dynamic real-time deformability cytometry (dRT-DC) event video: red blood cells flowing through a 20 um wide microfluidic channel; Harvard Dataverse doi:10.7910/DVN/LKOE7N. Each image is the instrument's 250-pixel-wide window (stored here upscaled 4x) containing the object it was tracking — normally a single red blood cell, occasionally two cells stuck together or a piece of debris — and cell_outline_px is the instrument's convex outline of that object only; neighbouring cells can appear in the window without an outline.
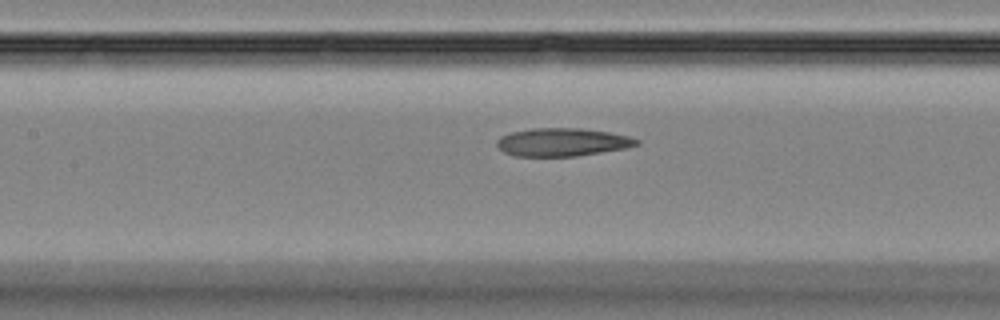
{"species": "Egyptian fruit bat (a non-hibernating species)", "species_latin": "Rousettus aegyptiacus", "temperature_condition": "room temperature", "stored_images_in_passage": 32, "camera_frame_rate_fps": 3000, "um_per_image_px": 0.085, "animal": {"sex": "female"}, "frame": {"image": 1, "passage_image": 9, "time_ms": 2.667, "image_size_px": [1000, 320], "cell_outline_px": [[640, 144], [624, 148], [576, 156], [512, 156], [504, 152], [496, 144], [496, 140], [500, 136], [512, 132], [532, 128], [580, 128], [608, 132], [628, 136], [640, 140]], "centroid_in_image_um": [47.76, 12.08], "position_along_channel_um": 159.6, "area_um2": 22.77}}
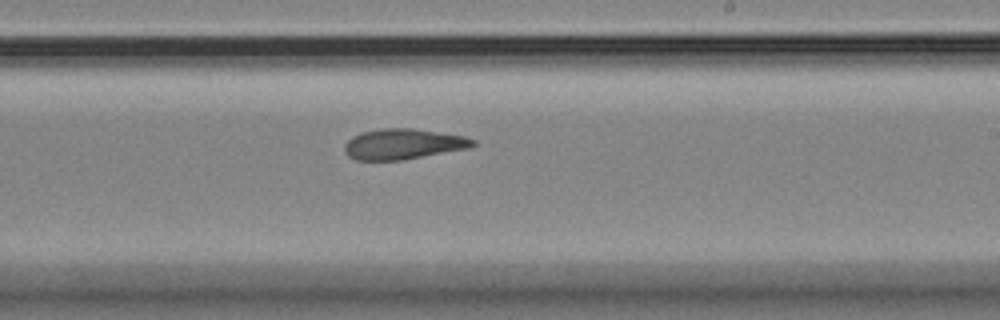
{"frame": {"image": 2, "passage_image": 16, "time_ms": 5.0, "image_size_px": [1000, 320], "cell_outline_px": [[476, 144], [472, 148], [404, 160], [356, 160], [348, 156], [344, 152], [344, 144], [352, 136], [360, 132], [380, 128], [412, 128], [464, 136], [476, 140]], "centroid_in_image_um": [34.28, 12.25], "position_along_channel_um": 254.7, "area_um2": 23.18}}
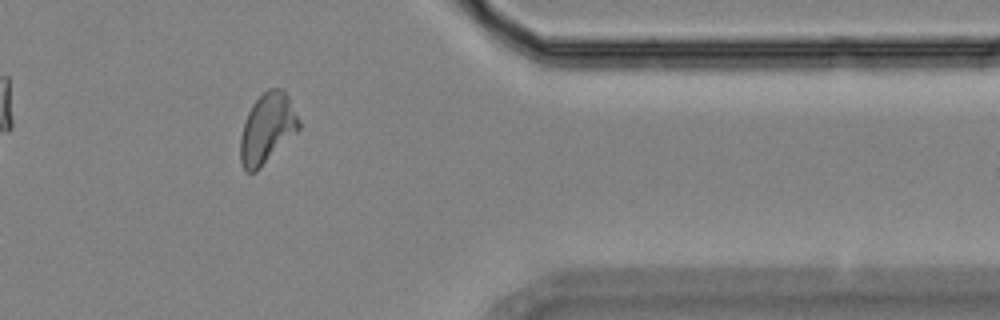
{"frame": {"image": 3, "passage_image": 27, "time_ms": 8.667, "image_size_px": [1000, 320], "cell_outline_px": [[300, 128], [256, 172], [248, 172], [244, 168], [240, 160], [240, 136], [244, 120], [252, 104], [268, 88], [280, 88], [288, 96], [300, 120]], "centroid_in_image_um": [22.69, 10.91], "position_along_channel_um": 388.7, "area_um2": 23.7}}